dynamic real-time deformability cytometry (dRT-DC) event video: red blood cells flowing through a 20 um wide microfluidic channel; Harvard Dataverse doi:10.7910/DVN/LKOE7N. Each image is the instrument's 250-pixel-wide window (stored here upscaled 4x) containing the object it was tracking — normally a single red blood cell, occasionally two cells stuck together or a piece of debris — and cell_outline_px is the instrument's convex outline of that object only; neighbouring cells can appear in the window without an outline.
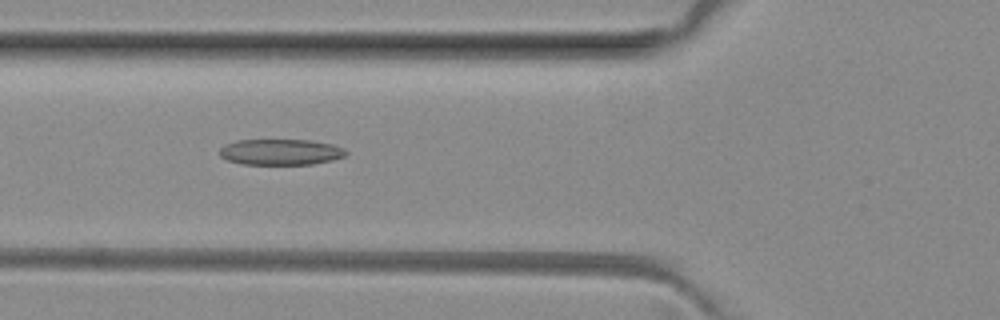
{"species": "common noctule bat (a hibernating species)", "species_latin": "Nyctalus noctula", "temperature_condition": "room temperature", "stored_images_in_passage": 35, "camera_frame_rate_fps": 3000, "um_per_image_px": 0.085, "animal": {"sex": "female", "body_mass_g": 29.2, "forearm_length_mm": 56.3}, "frame": {"image": 1, "passage_image": 6, "time_ms": 1.667, "image_size_px": [1000, 320], "cell_outline_px": [[348, 152], [344, 156], [332, 160], [312, 164], [240, 164], [228, 160], [220, 156], [220, 148], [224, 144], [236, 140], [312, 140], [332, 144], [344, 148]], "centroid_in_image_um": [23.85, 12.91], "position_along_channel_um": 102.0, "area_um2": 19.13}}
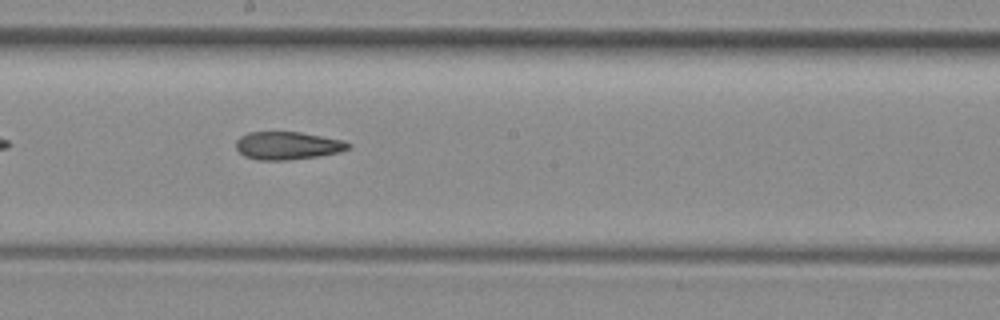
{"frame": {"image": 2, "passage_image": 15, "time_ms": 4.667, "image_size_px": [1000, 320], "cell_outline_px": [[352, 144], [348, 148], [340, 152], [320, 156], [288, 160], [256, 160], [244, 156], [236, 148], [236, 140], [240, 136], [248, 132], [300, 132], [340, 140]], "centroid_in_image_um": [24.41, 12.38], "position_along_channel_um": 223.8, "area_um2": 18.21}}
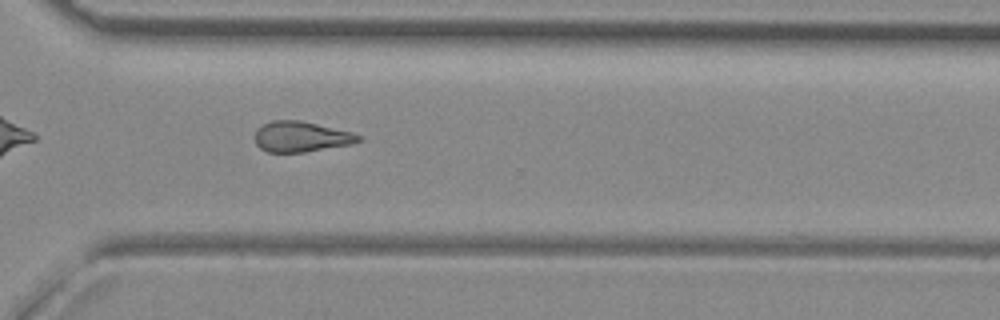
{"frame": {"image": 3, "passage_image": 24, "time_ms": 7.667, "image_size_px": [1000, 320], "cell_outline_px": [[364, 136], [360, 140], [352, 144], [304, 152], [268, 152], [260, 148], [256, 144], [252, 136], [256, 128], [272, 120], [300, 120], [352, 132]], "centroid_in_image_um": [25.56, 11.61], "position_along_channel_um": 345.0, "area_um2": 18.61}}